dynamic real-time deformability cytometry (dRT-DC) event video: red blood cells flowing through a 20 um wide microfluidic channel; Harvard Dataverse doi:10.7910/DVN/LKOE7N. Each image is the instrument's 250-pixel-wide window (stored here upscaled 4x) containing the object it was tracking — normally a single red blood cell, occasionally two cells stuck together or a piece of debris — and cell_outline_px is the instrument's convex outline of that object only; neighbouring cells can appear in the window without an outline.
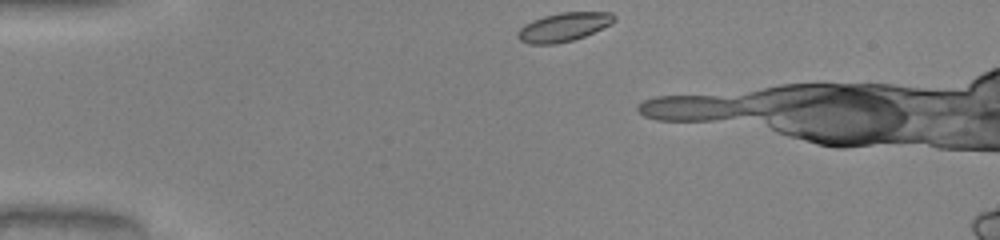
{"species": "common noctule bat (a hibernating species)", "species_latin": "Nyctalus noctula", "temperature_condition": "warm", "stored_images_in_passage": 8, "camera_frame_rate_fps": 3000, "um_per_image_px": 0.085, "animal": {"sex": "male", "body_mass_g": 20.0, "forearm_length_mm": 53.3}, "frame": {"image": 1, "passage_image": 1, "time_ms": 0.0, "image_size_px": [1000, 240], "cell_outline_px": [[616, 20], [612, 24], [584, 36], [572, 40], [556, 44], [528, 44], [520, 40], [516, 36], [516, 32], [524, 24], [532, 20], [544, 16], [560, 12], [612, 12], [616, 16]], "centroid_in_image_um": [47.91, 2.29], "position_along_channel_um": 37.1, "area_um2": 16.3}}